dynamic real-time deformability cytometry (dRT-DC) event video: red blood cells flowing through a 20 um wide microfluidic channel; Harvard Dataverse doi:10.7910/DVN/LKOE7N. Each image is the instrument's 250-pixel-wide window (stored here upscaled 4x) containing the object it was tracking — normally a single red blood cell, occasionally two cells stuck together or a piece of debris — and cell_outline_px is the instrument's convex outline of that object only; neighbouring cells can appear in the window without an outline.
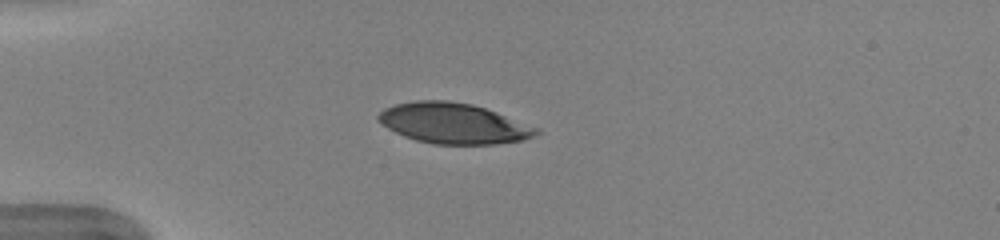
{"species": "human", "species_latin": "Homo sapiens", "temperature_condition": "warm", "stored_images_in_passage": 38, "camera_frame_rate_fps": 3000, "um_per_image_px": 0.085, "donor": {"sex": "female"}, "frame": {"image": 1, "passage_image": 1, "time_ms": 0.0, "image_size_px": [1000, 240], "cell_outline_px": [[540, 132], [536, 136], [524, 140], [496, 144], [432, 144], [416, 140], [404, 136], [388, 128], [376, 120], [376, 116], [384, 108], [396, 104], [416, 100], [448, 100], [472, 104], [496, 112], [540, 128]], "centroid_in_image_um": [38.55, 10.49], "position_along_channel_um": 46.4, "area_um2": 37.45}}
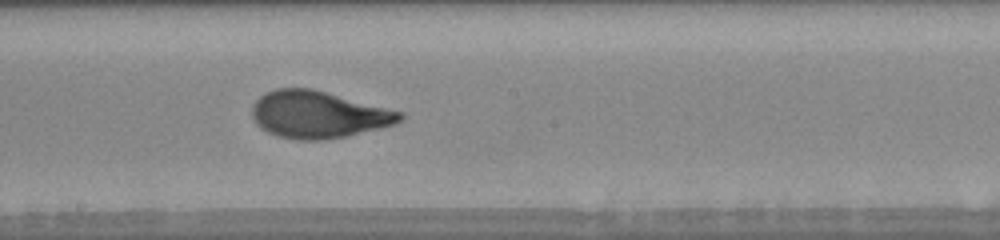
{"frame": {"image": 2, "passage_image": 16, "time_ms": 5.0, "image_size_px": [1000, 240], "cell_outline_px": [[404, 116], [396, 124], [348, 136], [320, 140], [296, 140], [276, 136], [260, 128], [252, 120], [252, 104], [260, 96], [276, 88], [312, 88], [404, 112]], "centroid_in_image_um": [27.04, 9.74], "position_along_channel_um": 221.2, "area_um2": 40.81}}
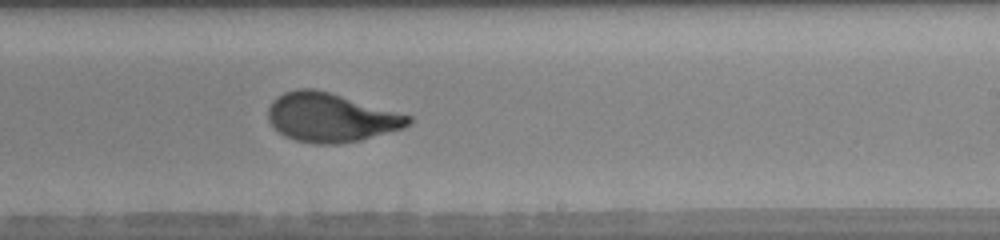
{"frame": {"image": 3, "passage_image": 19, "time_ms": 6.0, "image_size_px": [1000, 240], "cell_outline_px": [[412, 124], [404, 128], [360, 140], [340, 144], [316, 144], [296, 140], [284, 136], [268, 120], [268, 108], [272, 100], [284, 92], [300, 88], [312, 88], [328, 92], [412, 116]], "centroid_in_image_um": [28.12, 9.99], "position_along_channel_um": 260.9, "area_um2": 39.77}, "authors_computed_cell_mechanics": {"area_um2": 39.8531, "velocity_mm_per_s": 3.9912, "shape_relaxation_time_tau1_ms": 4.8531, "shape_relaxation_time_tau2_ms": null, "deformation_change_tau1": 0.2123, "deformation_change_tau2": null}}